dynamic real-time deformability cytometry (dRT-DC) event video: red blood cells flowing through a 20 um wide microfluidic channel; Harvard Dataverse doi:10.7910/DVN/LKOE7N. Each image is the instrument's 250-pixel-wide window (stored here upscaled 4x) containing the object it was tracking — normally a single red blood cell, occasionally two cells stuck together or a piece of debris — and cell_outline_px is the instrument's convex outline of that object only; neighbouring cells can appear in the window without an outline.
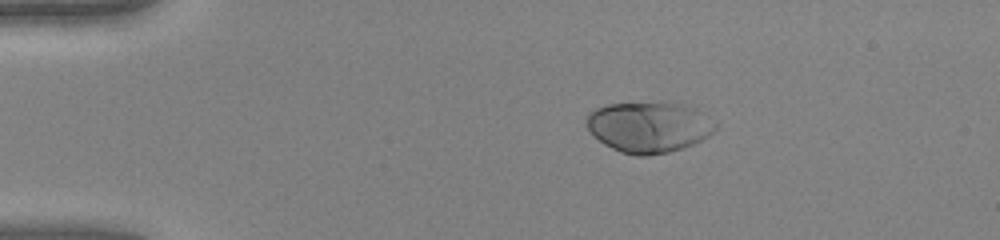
{"species": "human", "species_latin": "Homo sapiens", "temperature_condition": "warm", "stored_images_in_passage": 41, "camera_frame_rate_fps": 3000, "um_per_image_px": 0.085, "donor": {"sex": "female"}, "frame": {"image": 1, "passage_image": 1, "time_ms": 0.0, "image_size_px": [1000, 240], "cell_outline_px": [[720, 128], [708, 136], [684, 148], [668, 152], [644, 156], [636, 156], [620, 152], [604, 144], [592, 136], [588, 128], [588, 112], [596, 108], [608, 104], [688, 104], [696, 108], [720, 124]], "centroid_in_image_um": [55.21, 10.82], "position_along_channel_um": 29.8, "area_um2": 38.09}}
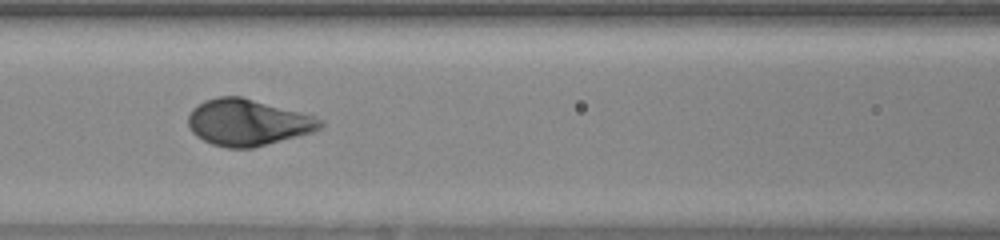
{"frame": {"image": 2, "passage_image": 14, "time_ms": 4.333, "image_size_px": [1000, 240], "cell_outline_px": [[324, 124], [320, 128], [312, 132], [252, 148], [228, 148], [212, 144], [196, 136], [192, 132], [188, 124], [188, 116], [192, 108], [204, 100], [216, 96], [240, 96], [300, 112], [312, 116], [320, 120]], "centroid_in_image_um": [21.0, 10.4], "position_along_channel_um": 145.6, "area_um2": 35.43}}
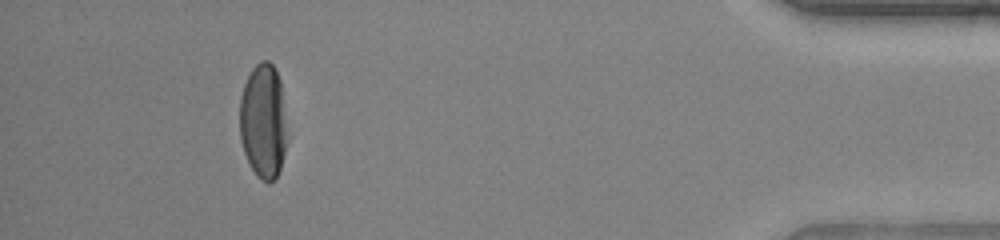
{"frame": {"image": 3, "passage_image": 37, "time_ms": 12.0, "image_size_px": [1000, 240], "cell_outline_px": [[288, 140], [280, 168], [276, 176], [268, 184], [260, 180], [256, 176], [244, 152], [240, 140], [240, 96], [244, 84], [252, 68], [260, 60], [268, 60], [272, 64], [280, 80]], "centroid_in_image_um": [22.38, 10.31], "position_along_channel_um": 412.8, "area_um2": 31.91}, "authors_computed_cell_mechanics": {"area_um2": 35.7782, "velocity_mm_per_s": 4.2058, "shape_relaxation_time_tau1_ms": 2.4795, "shape_relaxation_time_tau2_ms": null, "deformation_change_tau1": 0.2011, "deformation_change_tau2": null}}